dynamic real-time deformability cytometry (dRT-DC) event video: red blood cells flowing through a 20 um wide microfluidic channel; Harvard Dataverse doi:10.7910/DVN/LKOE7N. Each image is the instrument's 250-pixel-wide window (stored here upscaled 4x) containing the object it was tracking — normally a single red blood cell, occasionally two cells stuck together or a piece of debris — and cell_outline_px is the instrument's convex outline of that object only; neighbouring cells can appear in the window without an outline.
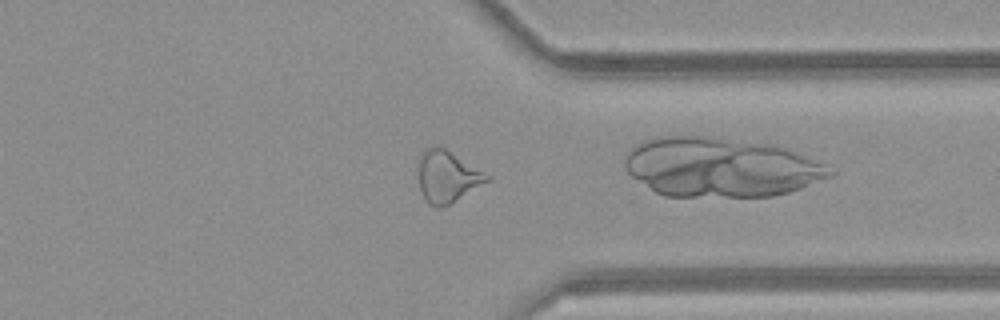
{"species": "common noctule bat (a hibernating species)", "species_latin": "Nyctalus noctula", "temperature_condition": "room temperature", "stored_images_in_passage": 34, "camera_frame_rate_fps": 3000, "um_per_image_px": 0.085, "animal": {"sex": "female", "body_mass_g": 21.9}, "frame": {"image": 1, "passage_image": 29, "time_ms": 9.333, "image_size_px": [1000, 320], "cell_outline_px": [[492, 180], [448, 204], [428, 204], [420, 192], [416, 164], [420, 152], [428, 148], [444, 148], [492, 176]], "centroid_in_image_um": [38.0, 14.98], "position_along_channel_um": 373.4, "area_um2": 20.58}, "authors_computed_cell_mechanics": {"area_um2": 18.9584, "velocity_mm_per_s": 4.1242, "shape_relaxation_time_tau1_ms": null, "shape_relaxation_time_tau2_ms": 2.4391, "deformation_change_tau1": null, "deformation_change_tau2": 0.1125}}